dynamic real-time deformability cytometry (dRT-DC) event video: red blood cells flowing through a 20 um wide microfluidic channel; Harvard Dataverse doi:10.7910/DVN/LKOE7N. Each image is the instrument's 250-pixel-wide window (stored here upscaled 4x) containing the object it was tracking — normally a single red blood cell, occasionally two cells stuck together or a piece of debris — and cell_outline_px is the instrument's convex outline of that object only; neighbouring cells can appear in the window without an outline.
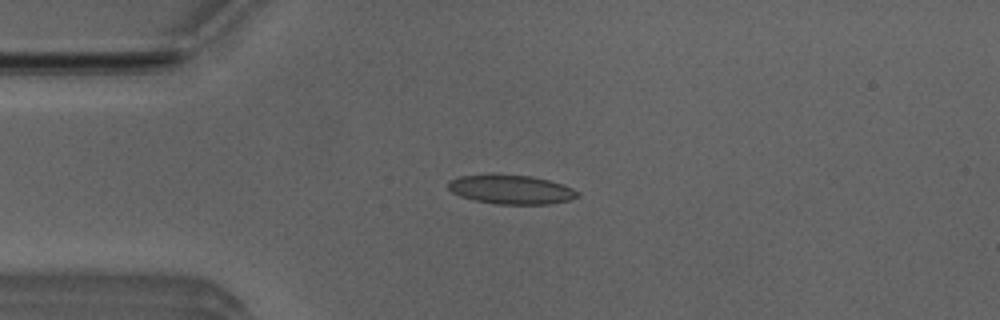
{"species": "Egyptian fruit bat (a non-hibernating species)", "species_latin": "Rousettus aegyptiacus", "temperature_condition": "room temperature", "stored_images_in_passage": 3, "camera_frame_rate_fps": 3000, "um_per_image_px": 0.085, "animal": {"sex": "male"}, "frame": {"image": 1, "passage_image": 1, "time_ms": 0.0, "image_size_px": [1000, 320], "cell_outline_px": [[580, 196], [568, 200], [548, 204], [496, 204], [476, 200], [460, 196], [452, 192], [448, 188], [448, 184], [452, 180], [460, 176], [532, 176], [548, 180], [572, 188], [580, 192]], "centroid_in_image_um": [43.49, 16.14], "position_along_channel_um": 41.5, "area_um2": 21.21}}